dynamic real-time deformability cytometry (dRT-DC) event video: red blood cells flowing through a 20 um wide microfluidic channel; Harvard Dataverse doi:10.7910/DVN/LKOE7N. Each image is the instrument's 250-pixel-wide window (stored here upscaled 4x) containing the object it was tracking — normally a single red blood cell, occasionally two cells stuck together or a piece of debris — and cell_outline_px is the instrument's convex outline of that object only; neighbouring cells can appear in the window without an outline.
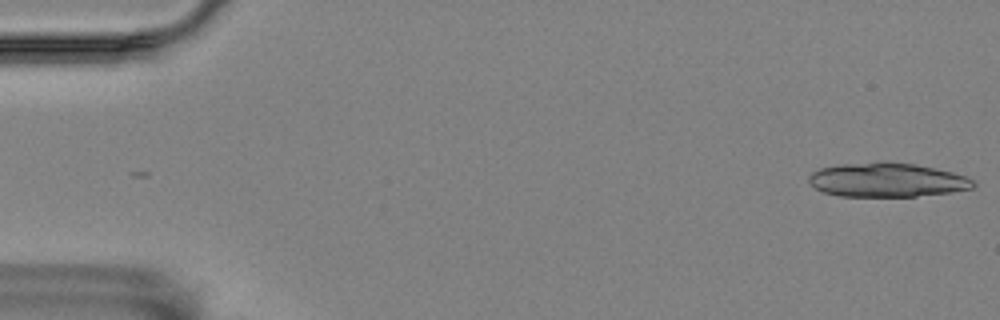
{"species": "Egyptian fruit bat (a non-hibernating species)", "species_latin": "Rousettus aegyptiacus", "temperature_condition": "room temperature", "stored_images_in_passage": 17, "camera_frame_rate_fps": 3000, "um_per_image_px": 0.085, "animal": {"sex": "female"}, "frame": {"image": 1, "passage_image": 1, "time_ms": 0.0, "image_size_px": [1000, 320], "cell_outline_px": [[976, 184], [972, 188], [952, 192], [916, 196], [840, 196], [824, 192], [816, 188], [808, 180], [808, 176], [812, 172], [820, 168], [840, 164], [888, 160], [916, 164], [936, 168], [952, 172], [964, 176], [972, 180]], "centroid_in_image_um": [75.39, 15.27], "position_along_channel_um": 9.6, "area_um2": 32.89}}